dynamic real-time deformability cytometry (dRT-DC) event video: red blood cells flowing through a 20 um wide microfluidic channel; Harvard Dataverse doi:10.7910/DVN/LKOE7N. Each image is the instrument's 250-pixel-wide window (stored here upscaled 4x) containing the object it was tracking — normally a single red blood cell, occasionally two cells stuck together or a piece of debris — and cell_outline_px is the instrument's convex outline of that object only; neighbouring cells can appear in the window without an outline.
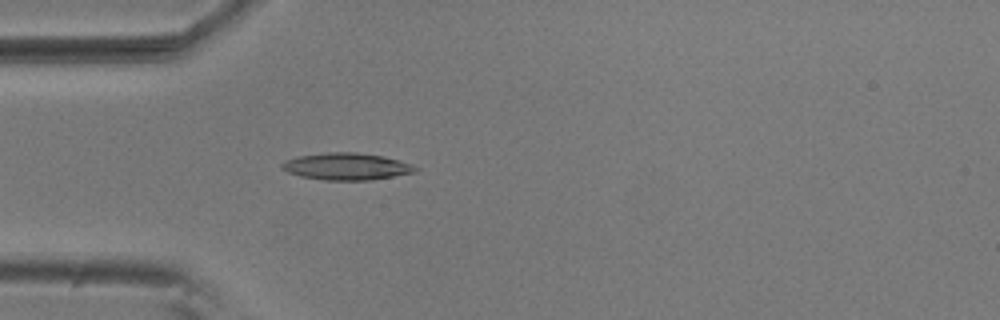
{"species": "common noctule bat (a hibernating species)", "species_latin": "Nyctalus noctula", "temperature_condition": "room temperature", "stored_images_in_passage": 39, "camera_frame_rate_fps": 3000, "um_per_image_px": 0.085, "animal": {"sex": "male", "body_mass_g": 20.5, "forearm_length_mm": 52.5}, "frame": {"image": 1, "passage_image": 1, "time_ms": 0.0, "image_size_px": [1000, 320], "cell_outline_px": [[420, 168], [416, 172], [372, 180], [324, 180], [300, 176], [288, 172], [280, 168], [280, 164], [284, 160], [296, 156], [324, 152], [356, 152], [384, 156], [412, 164]], "centroid_in_image_um": [29.44, 14.14], "position_along_channel_um": 55.6, "area_um2": 21.27}}
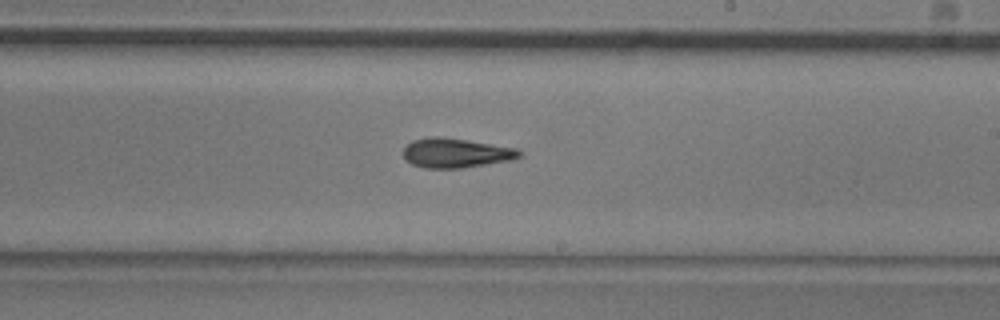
{"frame": {"image": 2, "passage_image": 17, "time_ms": 5.333, "image_size_px": [1000, 320], "cell_outline_px": [[524, 152], [520, 156], [512, 160], [460, 168], [424, 168], [412, 164], [404, 156], [404, 148], [412, 140], [432, 136], [440, 136], [516, 148]], "centroid_in_image_um": [38.76, 13.0], "position_along_channel_um": 250.2, "area_um2": 19.77}}
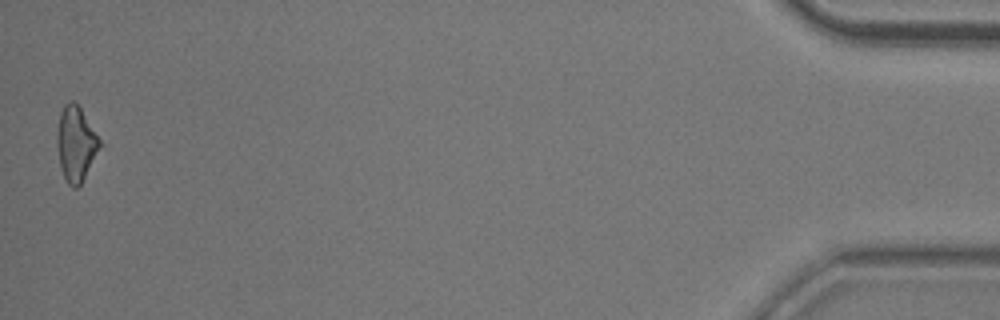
{"frame": {"image": 3, "passage_image": 39, "time_ms": 12.667, "image_size_px": [1000, 320], "cell_outline_px": [[104, 144], [80, 184], [76, 188], [72, 188], [68, 184], [64, 176], [60, 164], [56, 144], [56, 132], [60, 112], [64, 104], [68, 100], [72, 100], [80, 108]], "centroid_in_image_um": [6.46, 12.21], "position_along_channel_um": 428.7, "area_um2": 18.84}, "authors_computed_cell_mechanics": {"area_um2": 19.1896, "velocity_mm_per_s": 3.7217, "shape_relaxation_time_tau1_ms": 5.3722, "shape_relaxation_time_tau2_ms": 4.5027, "deformation_change_tau1": 0.1362, "deformation_change_tau2": 0.1584}}